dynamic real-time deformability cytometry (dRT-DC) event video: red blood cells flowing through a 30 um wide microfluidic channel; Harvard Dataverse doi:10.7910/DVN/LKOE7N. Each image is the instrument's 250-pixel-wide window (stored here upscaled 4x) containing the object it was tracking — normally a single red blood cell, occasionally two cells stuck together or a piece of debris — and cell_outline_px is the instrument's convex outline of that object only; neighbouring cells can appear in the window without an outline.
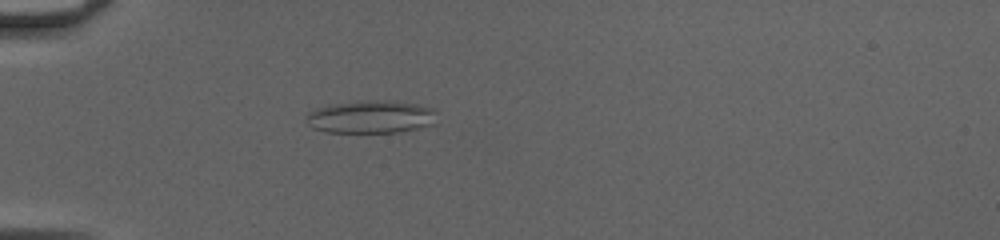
{"species": "common noctule bat (a hibernating species)", "species_latin": "Nyctalus noctula", "temperature_condition": "cold", "stored_images_in_passage": 51, "camera_frame_rate_fps": 3000, "um_per_image_px": 0.085, "animal": {"sex": "female", "body_mass_g": 20.0, "forearm_length_mm": 54.0}, "frame": {"image": 1, "passage_image": 17, "time_ms": 5.333, "image_size_px": [1000, 240], "cell_outline_px": [[436, 124], [420, 128], [400, 132], [324, 132], [312, 128], [304, 120], [308, 112], [316, 108], [328, 104], [360, 100], [388, 100], [416, 104], [432, 108], [436, 112]], "centroid_in_image_um": [31.51, 9.93], "position_along_channel_um": 53.5, "area_um2": 25.49}}
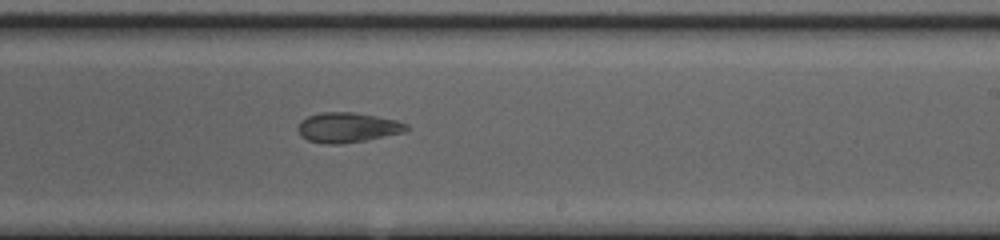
{"frame": {"image": 2, "passage_image": 33, "time_ms": 10.667, "image_size_px": [1000, 240], "cell_outline_px": [[408, 128], [404, 132], [364, 140], [340, 144], [324, 144], [308, 140], [300, 136], [296, 128], [300, 120], [308, 116], [320, 112], [352, 112], [376, 116], [396, 120], [408, 124]], "centroid_in_image_um": [29.48, 10.83], "position_along_channel_um": 259.5, "area_um2": 18.96}}
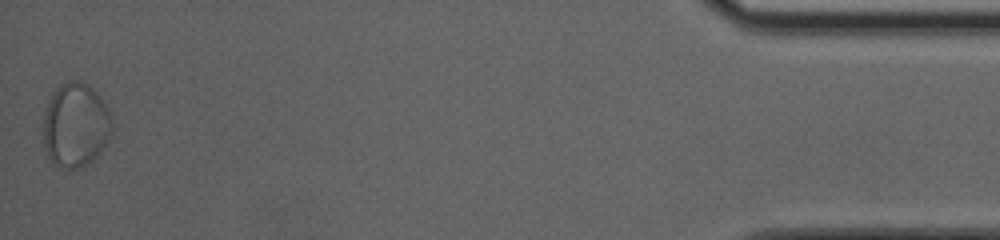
{"frame": {"image": 3, "passage_image": 51, "time_ms": 16.667, "image_size_px": [1000, 240], "cell_outline_px": [[112, 132], [108, 140], [100, 152], [88, 164], [80, 168], [60, 168], [52, 164], [44, 148], [44, 112], [56, 88], [60, 84], [68, 80], [80, 80], [88, 84], [96, 92], [108, 108], [112, 116]], "centroid_in_image_um": [6.43, 10.64], "position_along_channel_um": 428.8, "area_um2": 33.99}, "authors_computed_cell_mechanics": {"area_um2": 26.01, "velocity_mm_per_s": 4.171, "shape_relaxation_time_tau1_ms": null, "shape_relaxation_time_tau2_ms": 1.7716, "deformation_change_tau1": null, "deformation_change_tau2": 0.0586}}